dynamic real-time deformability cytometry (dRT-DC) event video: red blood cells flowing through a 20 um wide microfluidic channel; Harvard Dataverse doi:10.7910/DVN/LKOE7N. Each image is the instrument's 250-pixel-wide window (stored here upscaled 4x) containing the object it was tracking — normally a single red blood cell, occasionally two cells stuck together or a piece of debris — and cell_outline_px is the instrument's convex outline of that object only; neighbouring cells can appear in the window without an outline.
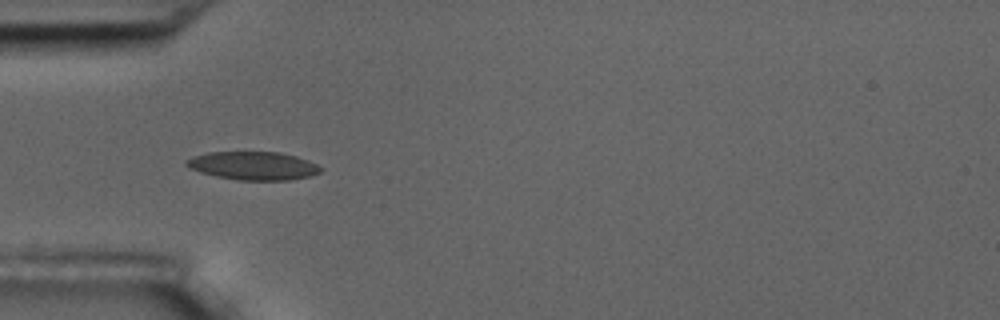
{"species": "common noctule bat (a hibernating species)", "species_latin": "Nyctalus noctula", "temperature_condition": "room temperature", "stored_images_in_passage": 4, "camera_frame_rate_fps": 3000, "um_per_image_px": 0.085, "animal": {"sex": "male", "body_mass_g": 17.5, "forearm_length_mm": 52.3}, "frame": {"image": 1, "passage_image": 3, "time_ms": 2.333, "image_size_px": [1000, 320], "cell_outline_px": [[320, 172], [312, 176], [288, 180], [236, 180], [216, 176], [200, 172], [188, 168], [184, 164], [184, 160], [192, 156], [208, 152], [280, 152], [296, 156], [308, 160], [316, 164], [320, 168]], "centroid_in_image_um": [21.48, 14.08], "position_along_channel_um": 63.5, "area_um2": 22.25}}